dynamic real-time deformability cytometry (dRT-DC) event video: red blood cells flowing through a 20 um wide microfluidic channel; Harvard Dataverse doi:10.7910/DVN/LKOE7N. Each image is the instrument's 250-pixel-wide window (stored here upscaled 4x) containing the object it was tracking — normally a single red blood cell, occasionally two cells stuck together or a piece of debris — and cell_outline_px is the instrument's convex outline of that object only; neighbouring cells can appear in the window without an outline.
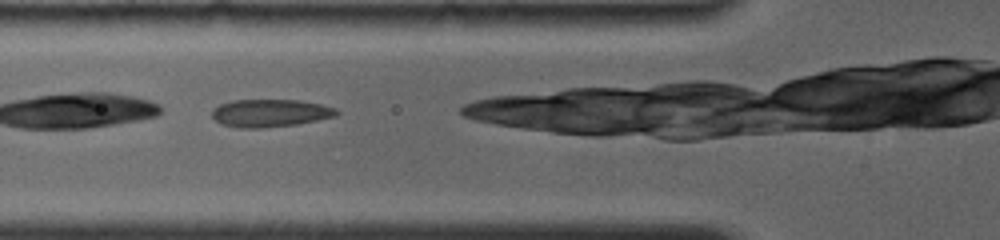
{"species": "common noctule bat (a hibernating species)", "species_latin": "Nyctalus noctula", "temperature_condition": "room temperature", "stored_images_in_passage": 12, "camera_frame_rate_fps": 4000, "um_per_image_px": 0.085, "animal": {"sex": "female", "body_mass_g": 19.0, "forearm_length_mm": 56.7}, "frame": {"image": 1, "passage_image": 4, "time_ms": 0.75, "image_size_px": [1000, 240], "cell_outline_px": [[340, 112], [336, 116], [296, 124], [264, 128], [240, 128], [220, 124], [212, 116], [212, 108], [220, 104], [232, 100], [300, 100], [320, 104], [336, 108]], "centroid_in_image_um": [22.94, 9.61], "position_along_channel_um": 102.9, "area_um2": 20.17}}